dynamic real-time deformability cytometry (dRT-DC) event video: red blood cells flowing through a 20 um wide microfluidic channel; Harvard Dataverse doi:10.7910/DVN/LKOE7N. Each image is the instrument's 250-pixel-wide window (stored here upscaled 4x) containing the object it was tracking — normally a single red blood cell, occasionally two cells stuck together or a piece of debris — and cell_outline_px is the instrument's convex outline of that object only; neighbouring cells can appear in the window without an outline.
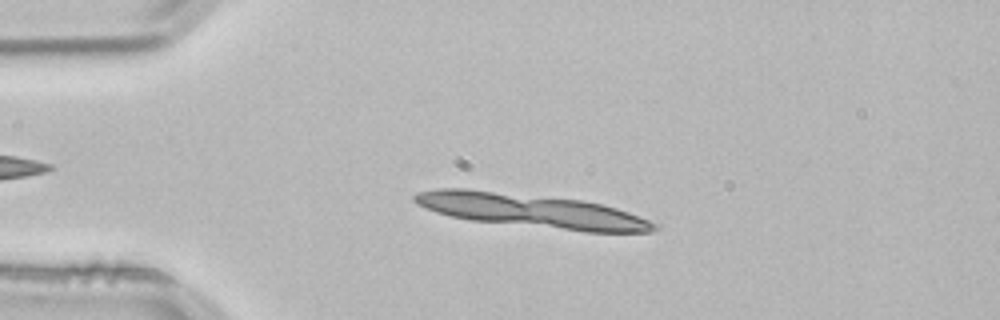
{"species": "common noctule bat (a hibernating species)", "species_latin": "Nyctalus noctula", "temperature_condition": "room temperature", "stored_images_in_passage": 12, "camera_frame_rate_fps": 3000, "um_per_image_px": 0.085, "animal": {"sex": "male", "body_mass_g": 21.5, "forearm_length_mm": 52.0}, "frame": {"image": 1, "passage_image": 12, "time_ms": 3.667, "image_size_px": [1000, 320], "cell_outline_px": [[648, 224], [636, 232], [604, 232], [572, 228], [556, 224], [544, 220], [544, 200], [564, 200], [592, 204], [608, 208], [632, 216]], "centroid_in_image_um": [50.13, 18.46], "position_along_channel_um": 34.9, "area_um2": 16.18}}